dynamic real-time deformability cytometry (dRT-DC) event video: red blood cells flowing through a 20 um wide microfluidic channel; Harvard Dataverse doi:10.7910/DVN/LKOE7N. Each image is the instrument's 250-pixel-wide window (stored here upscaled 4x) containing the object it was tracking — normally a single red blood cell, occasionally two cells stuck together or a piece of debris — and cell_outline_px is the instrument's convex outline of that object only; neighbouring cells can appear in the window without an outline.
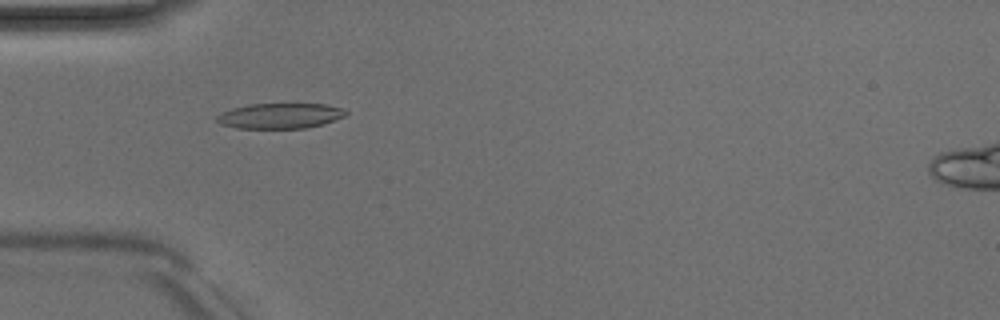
{"species": "Egyptian fruit bat (a non-hibernating species)", "species_latin": "Rousettus aegyptiacus", "temperature_condition": "room temperature", "stored_images_in_passage": 6, "camera_frame_rate_fps": 3000, "um_per_image_px": 0.085, "animal": {"sex": "male"}, "frame": {"image": 1, "passage_image": 5, "time_ms": 4.667, "image_size_px": [1000, 320], "cell_outline_px": [[348, 112], [344, 116], [324, 124], [304, 128], [236, 128], [220, 124], [216, 120], [216, 116], [220, 112], [232, 108], [248, 104], [324, 104], [340, 108]], "centroid_in_image_um": [23.75, 9.85], "position_along_channel_um": 61.3, "area_um2": 19.02}}